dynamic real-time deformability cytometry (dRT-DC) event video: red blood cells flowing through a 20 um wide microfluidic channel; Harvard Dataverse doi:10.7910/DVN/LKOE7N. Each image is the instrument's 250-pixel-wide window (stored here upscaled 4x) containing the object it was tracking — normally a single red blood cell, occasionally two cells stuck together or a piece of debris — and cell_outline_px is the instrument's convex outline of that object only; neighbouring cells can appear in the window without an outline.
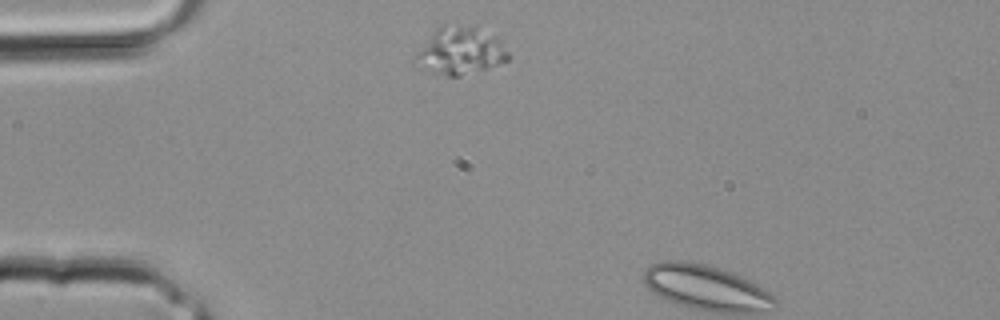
{"species": "common noctule bat (a hibernating species)", "species_latin": "Nyctalus noctula", "temperature_condition": "room temperature", "stored_images_in_passage": 2, "segment_of_instrument_passage": [1, 2], "camera_frame_rate_fps": 3000, "um_per_image_px": 0.085, "animal": {"sex": "male", "body_mass_g": 20.4}, "frame": {"image": 1, "passage_image": 1, "time_ms": 0.0, "image_size_px": [1000, 320], "cell_outline_px": [[512, 56], [508, 60], [488, 68], [460, 76], [444, 76], [432, 72], [412, 64], [412, 56], [436, 28], [444, 24], [476, 24], [496, 36], [500, 40]], "centroid_in_image_um": [39.11, 4.29], "position_along_channel_um": 45.9, "area_um2": 26.59}}